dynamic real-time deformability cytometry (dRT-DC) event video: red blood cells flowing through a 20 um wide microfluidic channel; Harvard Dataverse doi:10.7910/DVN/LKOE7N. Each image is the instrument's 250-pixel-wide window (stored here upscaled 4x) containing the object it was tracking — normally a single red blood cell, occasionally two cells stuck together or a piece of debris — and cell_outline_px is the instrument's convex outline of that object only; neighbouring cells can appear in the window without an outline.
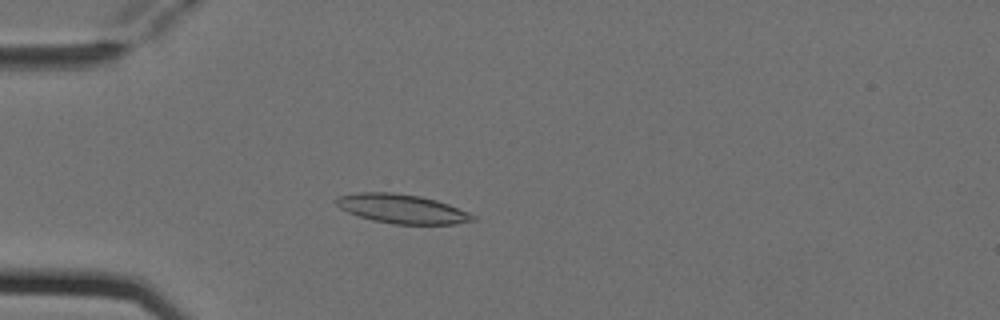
{"species": "Egyptian fruit bat (a non-hibernating species)", "species_latin": "Rousettus aegyptiacus", "temperature_condition": "cold", "stored_images_in_passage": 4, "camera_frame_rate_fps": 3000, "um_per_image_px": 0.085, "animal": {"sex": "female"}, "frame": {"image": 1, "passage_image": 4, "time_ms": 1.0, "image_size_px": [1000, 320], "cell_outline_px": [[476, 220], [456, 224], [396, 224], [372, 220], [348, 212], [340, 208], [332, 200], [336, 196], [360, 192], [392, 192], [420, 196], [436, 200], [448, 204], [468, 212], [476, 216]], "centroid_in_image_um": [34.15, 17.74], "position_along_channel_um": 50.9, "area_um2": 23.24}}